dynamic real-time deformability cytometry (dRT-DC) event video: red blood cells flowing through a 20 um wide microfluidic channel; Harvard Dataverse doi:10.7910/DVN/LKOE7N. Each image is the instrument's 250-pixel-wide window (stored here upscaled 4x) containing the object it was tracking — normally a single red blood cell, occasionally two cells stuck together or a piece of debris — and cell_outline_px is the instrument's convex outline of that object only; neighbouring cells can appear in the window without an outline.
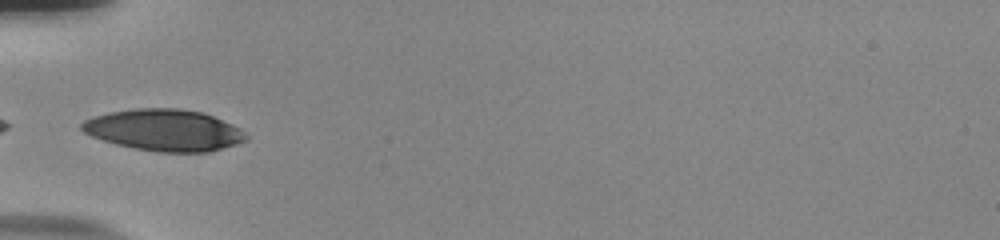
{"species": "human", "species_latin": "Homo sapiens", "temperature_condition": "room temperature", "stored_images_in_passage": 37, "camera_frame_rate_fps": 3000, "um_per_image_px": 0.085, "donor": {"sex": "male"}, "frame": {"image": 1, "passage_image": 1, "time_ms": 0.0, "image_size_px": [1000, 240], "cell_outline_px": [[248, 140], [236, 144], [208, 152], [156, 152], [132, 148], [116, 144], [92, 136], [84, 132], [80, 128], [80, 124], [84, 120], [108, 112], [136, 108], [180, 108], [204, 112], [240, 128], [248, 136]], "centroid_in_image_um": [13.96, 11.06], "position_along_channel_um": 71.0, "area_um2": 39.88}}
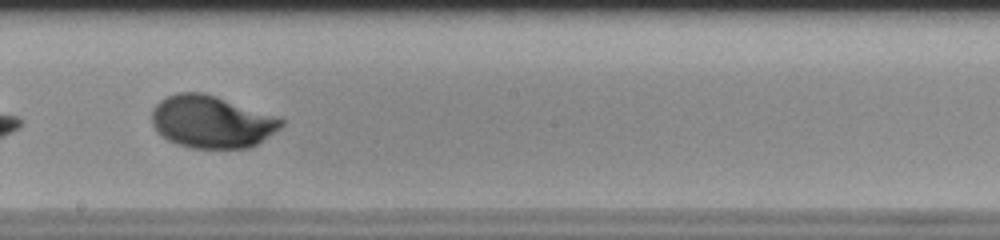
{"frame": {"image": 2, "passage_image": 14, "time_ms": 4.333, "image_size_px": [1000, 240], "cell_outline_px": [[284, 124], [280, 128], [256, 144], [248, 148], [192, 148], [168, 140], [156, 132], [152, 124], [152, 108], [160, 100], [168, 96], [180, 92], [204, 92], [216, 96], [284, 120]], "centroid_in_image_um": [17.93, 10.35], "position_along_channel_um": 230.3, "area_um2": 39.02}}
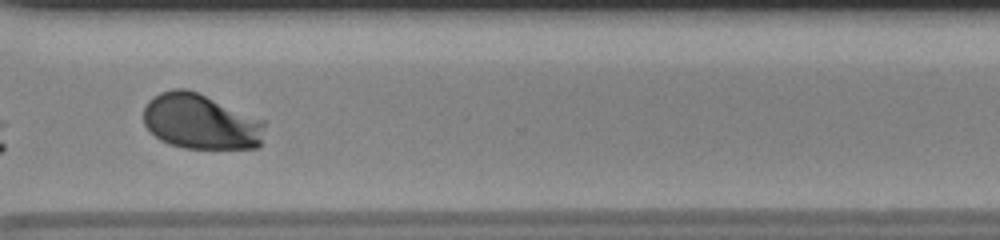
{"frame": {"image": 3, "passage_image": 24, "time_ms": 7.667, "image_size_px": [1000, 240], "cell_outline_px": [[264, 124], [260, 148], [184, 148], [168, 144], [160, 140], [144, 124], [144, 108], [148, 100], [160, 92], [172, 88], [184, 88], [196, 92], [264, 120]], "centroid_in_image_um": [17.04, 10.35], "position_along_channel_um": 353.6, "area_um2": 38.9}, "authors_computed_cell_mechanics": {"area_um2": 38.8416, "velocity_mm_per_s": 3.701, "shape_relaxation_time_tau1_ms": 2.5789, "shape_relaxation_time_tau2_ms": null, "deformation_change_tau1": 0.1405, "deformation_change_tau2": null}}